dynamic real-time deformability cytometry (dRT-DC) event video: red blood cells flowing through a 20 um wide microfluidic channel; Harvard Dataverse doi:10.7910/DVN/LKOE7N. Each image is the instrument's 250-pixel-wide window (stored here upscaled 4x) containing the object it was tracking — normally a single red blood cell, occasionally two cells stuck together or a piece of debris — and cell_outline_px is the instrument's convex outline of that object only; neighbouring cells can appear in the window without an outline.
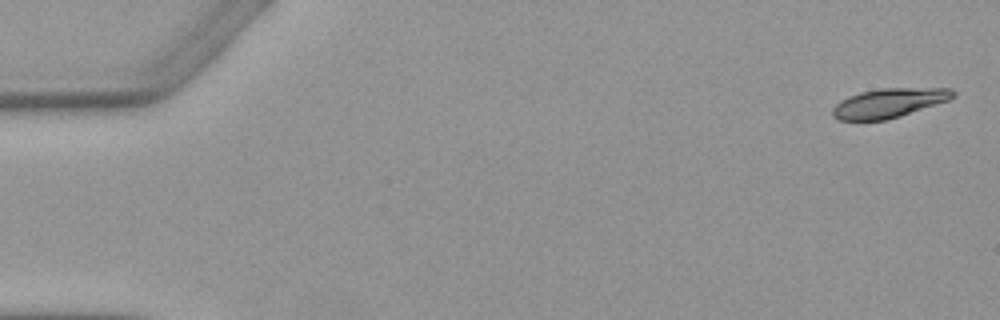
{"species": "Egyptian fruit bat (a non-hibernating species)", "species_latin": "Rousettus aegyptiacus", "temperature_condition": "warm", "stored_images_in_passage": 6, "camera_frame_rate_fps": 3000, "um_per_image_px": 0.085, "animal": {"sex": "female"}, "frame": {"image": 1, "passage_image": 1, "time_ms": 0.0, "image_size_px": [1000, 320], "cell_outline_px": [[956, 96], [948, 100], [900, 116], [884, 120], [840, 120], [832, 116], [832, 108], [840, 100], [848, 96], [860, 92], [880, 88], [952, 88], [956, 92]], "centroid_in_image_um": [75.55, 8.74], "position_along_channel_um": 9.4, "area_um2": 20.52}}